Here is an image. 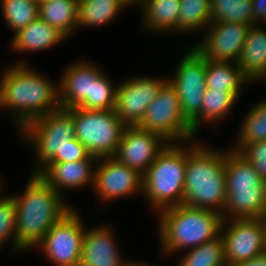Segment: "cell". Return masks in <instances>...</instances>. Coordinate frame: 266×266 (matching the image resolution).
Returning <instances> with one entry per match:
<instances>
[{
    "label": "cell",
    "mask_w": 266,
    "mask_h": 266,
    "mask_svg": "<svg viewBox=\"0 0 266 266\" xmlns=\"http://www.w3.org/2000/svg\"><path fill=\"white\" fill-rule=\"evenodd\" d=\"M238 153L245 158L266 181V141H258L244 145Z\"/></svg>",
    "instance_id": "836d02e7"
},
{
    "label": "cell",
    "mask_w": 266,
    "mask_h": 266,
    "mask_svg": "<svg viewBox=\"0 0 266 266\" xmlns=\"http://www.w3.org/2000/svg\"><path fill=\"white\" fill-rule=\"evenodd\" d=\"M126 5L121 0H88L79 3L78 25L108 24Z\"/></svg>",
    "instance_id": "484cf974"
},
{
    "label": "cell",
    "mask_w": 266,
    "mask_h": 266,
    "mask_svg": "<svg viewBox=\"0 0 266 266\" xmlns=\"http://www.w3.org/2000/svg\"><path fill=\"white\" fill-rule=\"evenodd\" d=\"M251 3L253 23L257 24L262 19L266 23V0H251Z\"/></svg>",
    "instance_id": "d590c367"
},
{
    "label": "cell",
    "mask_w": 266,
    "mask_h": 266,
    "mask_svg": "<svg viewBox=\"0 0 266 266\" xmlns=\"http://www.w3.org/2000/svg\"><path fill=\"white\" fill-rule=\"evenodd\" d=\"M3 16L16 33L39 17V3L26 0H1Z\"/></svg>",
    "instance_id": "4dcf8cb0"
},
{
    "label": "cell",
    "mask_w": 266,
    "mask_h": 266,
    "mask_svg": "<svg viewBox=\"0 0 266 266\" xmlns=\"http://www.w3.org/2000/svg\"><path fill=\"white\" fill-rule=\"evenodd\" d=\"M112 234L108 225L85 230L79 266H128V262H123Z\"/></svg>",
    "instance_id": "ac0fdd59"
},
{
    "label": "cell",
    "mask_w": 266,
    "mask_h": 266,
    "mask_svg": "<svg viewBox=\"0 0 266 266\" xmlns=\"http://www.w3.org/2000/svg\"><path fill=\"white\" fill-rule=\"evenodd\" d=\"M128 266H152V265H147V264H140V263H129Z\"/></svg>",
    "instance_id": "ab89813d"
},
{
    "label": "cell",
    "mask_w": 266,
    "mask_h": 266,
    "mask_svg": "<svg viewBox=\"0 0 266 266\" xmlns=\"http://www.w3.org/2000/svg\"><path fill=\"white\" fill-rule=\"evenodd\" d=\"M207 60L193 47L181 59L174 79H168L176 89L184 118L191 126L200 118L206 91Z\"/></svg>",
    "instance_id": "30bf717a"
},
{
    "label": "cell",
    "mask_w": 266,
    "mask_h": 266,
    "mask_svg": "<svg viewBox=\"0 0 266 266\" xmlns=\"http://www.w3.org/2000/svg\"><path fill=\"white\" fill-rule=\"evenodd\" d=\"M180 6L179 31H196L211 24L210 0H181Z\"/></svg>",
    "instance_id": "f1b7e54d"
},
{
    "label": "cell",
    "mask_w": 266,
    "mask_h": 266,
    "mask_svg": "<svg viewBox=\"0 0 266 266\" xmlns=\"http://www.w3.org/2000/svg\"><path fill=\"white\" fill-rule=\"evenodd\" d=\"M237 65L248 82L266 78V30L257 24L248 28Z\"/></svg>",
    "instance_id": "ffe728a7"
},
{
    "label": "cell",
    "mask_w": 266,
    "mask_h": 266,
    "mask_svg": "<svg viewBox=\"0 0 266 266\" xmlns=\"http://www.w3.org/2000/svg\"><path fill=\"white\" fill-rule=\"evenodd\" d=\"M166 78L137 77L117 87L115 111L125 126H138Z\"/></svg>",
    "instance_id": "4fadbf2b"
},
{
    "label": "cell",
    "mask_w": 266,
    "mask_h": 266,
    "mask_svg": "<svg viewBox=\"0 0 266 266\" xmlns=\"http://www.w3.org/2000/svg\"><path fill=\"white\" fill-rule=\"evenodd\" d=\"M23 135L35 145L39 167L38 174L48 163H62V151L69 141L76 138L74 108H59L27 123Z\"/></svg>",
    "instance_id": "52a82bcc"
},
{
    "label": "cell",
    "mask_w": 266,
    "mask_h": 266,
    "mask_svg": "<svg viewBox=\"0 0 266 266\" xmlns=\"http://www.w3.org/2000/svg\"><path fill=\"white\" fill-rule=\"evenodd\" d=\"M76 139L91 156L99 158L115 155L125 125L112 110H86L74 108Z\"/></svg>",
    "instance_id": "ba28073f"
},
{
    "label": "cell",
    "mask_w": 266,
    "mask_h": 266,
    "mask_svg": "<svg viewBox=\"0 0 266 266\" xmlns=\"http://www.w3.org/2000/svg\"><path fill=\"white\" fill-rule=\"evenodd\" d=\"M211 23L235 22L254 25L251 0H210Z\"/></svg>",
    "instance_id": "4316f807"
},
{
    "label": "cell",
    "mask_w": 266,
    "mask_h": 266,
    "mask_svg": "<svg viewBox=\"0 0 266 266\" xmlns=\"http://www.w3.org/2000/svg\"><path fill=\"white\" fill-rule=\"evenodd\" d=\"M181 0H143L145 27L154 31H179Z\"/></svg>",
    "instance_id": "603a6c76"
},
{
    "label": "cell",
    "mask_w": 266,
    "mask_h": 266,
    "mask_svg": "<svg viewBox=\"0 0 266 266\" xmlns=\"http://www.w3.org/2000/svg\"><path fill=\"white\" fill-rule=\"evenodd\" d=\"M98 158L89 156L85 160L75 162L48 163L38 174L60 194L67 188L75 189L92 183L94 185L95 170L91 164ZM62 189V191H61Z\"/></svg>",
    "instance_id": "d6986e66"
},
{
    "label": "cell",
    "mask_w": 266,
    "mask_h": 266,
    "mask_svg": "<svg viewBox=\"0 0 266 266\" xmlns=\"http://www.w3.org/2000/svg\"><path fill=\"white\" fill-rule=\"evenodd\" d=\"M85 230L79 214L71 208L44 235L37 247L57 266H79Z\"/></svg>",
    "instance_id": "8fae6325"
},
{
    "label": "cell",
    "mask_w": 266,
    "mask_h": 266,
    "mask_svg": "<svg viewBox=\"0 0 266 266\" xmlns=\"http://www.w3.org/2000/svg\"><path fill=\"white\" fill-rule=\"evenodd\" d=\"M66 37L39 17L14 34L12 50L39 51L59 44Z\"/></svg>",
    "instance_id": "44dd1931"
},
{
    "label": "cell",
    "mask_w": 266,
    "mask_h": 266,
    "mask_svg": "<svg viewBox=\"0 0 266 266\" xmlns=\"http://www.w3.org/2000/svg\"><path fill=\"white\" fill-rule=\"evenodd\" d=\"M90 156L87 149L76 138L69 141V144L62 151V162H75L85 160Z\"/></svg>",
    "instance_id": "e575fe53"
},
{
    "label": "cell",
    "mask_w": 266,
    "mask_h": 266,
    "mask_svg": "<svg viewBox=\"0 0 266 266\" xmlns=\"http://www.w3.org/2000/svg\"><path fill=\"white\" fill-rule=\"evenodd\" d=\"M26 1H32V2H37V3L40 2V0H26Z\"/></svg>",
    "instance_id": "b9f144b4"
},
{
    "label": "cell",
    "mask_w": 266,
    "mask_h": 266,
    "mask_svg": "<svg viewBox=\"0 0 266 266\" xmlns=\"http://www.w3.org/2000/svg\"><path fill=\"white\" fill-rule=\"evenodd\" d=\"M138 127L161 136L167 143L191 142L196 134L184 118L179 96L169 81L150 103Z\"/></svg>",
    "instance_id": "9c48e42d"
},
{
    "label": "cell",
    "mask_w": 266,
    "mask_h": 266,
    "mask_svg": "<svg viewBox=\"0 0 266 266\" xmlns=\"http://www.w3.org/2000/svg\"><path fill=\"white\" fill-rule=\"evenodd\" d=\"M125 5H130V4H136V2H137V4L139 3V4H142L143 3V0H121Z\"/></svg>",
    "instance_id": "74e56055"
},
{
    "label": "cell",
    "mask_w": 266,
    "mask_h": 266,
    "mask_svg": "<svg viewBox=\"0 0 266 266\" xmlns=\"http://www.w3.org/2000/svg\"><path fill=\"white\" fill-rule=\"evenodd\" d=\"M79 2L77 0H41L39 18L57 29L65 37L78 27Z\"/></svg>",
    "instance_id": "7402d4cb"
},
{
    "label": "cell",
    "mask_w": 266,
    "mask_h": 266,
    "mask_svg": "<svg viewBox=\"0 0 266 266\" xmlns=\"http://www.w3.org/2000/svg\"><path fill=\"white\" fill-rule=\"evenodd\" d=\"M246 81L237 63L207 61L206 89L237 92L241 95V86Z\"/></svg>",
    "instance_id": "cb8c5ba5"
},
{
    "label": "cell",
    "mask_w": 266,
    "mask_h": 266,
    "mask_svg": "<svg viewBox=\"0 0 266 266\" xmlns=\"http://www.w3.org/2000/svg\"><path fill=\"white\" fill-rule=\"evenodd\" d=\"M103 72L93 82L92 110H112L116 107L117 88Z\"/></svg>",
    "instance_id": "1f68e13d"
},
{
    "label": "cell",
    "mask_w": 266,
    "mask_h": 266,
    "mask_svg": "<svg viewBox=\"0 0 266 266\" xmlns=\"http://www.w3.org/2000/svg\"><path fill=\"white\" fill-rule=\"evenodd\" d=\"M227 152L224 210L231 214V219L261 218L266 213V181L238 152Z\"/></svg>",
    "instance_id": "8992f818"
},
{
    "label": "cell",
    "mask_w": 266,
    "mask_h": 266,
    "mask_svg": "<svg viewBox=\"0 0 266 266\" xmlns=\"http://www.w3.org/2000/svg\"><path fill=\"white\" fill-rule=\"evenodd\" d=\"M166 142L161 136L148 130L138 126H126L113 157L144 175L158 154L166 147L165 144H168Z\"/></svg>",
    "instance_id": "5bb4252c"
},
{
    "label": "cell",
    "mask_w": 266,
    "mask_h": 266,
    "mask_svg": "<svg viewBox=\"0 0 266 266\" xmlns=\"http://www.w3.org/2000/svg\"><path fill=\"white\" fill-rule=\"evenodd\" d=\"M263 228H264V238H265V247H266V213L261 217Z\"/></svg>",
    "instance_id": "f35d334b"
},
{
    "label": "cell",
    "mask_w": 266,
    "mask_h": 266,
    "mask_svg": "<svg viewBox=\"0 0 266 266\" xmlns=\"http://www.w3.org/2000/svg\"><path fill=\"white\" fill-rule=\"evenodd\" d=\"M77 1L80 3V2H83V1H88V0H77Z\"/></svg>",
    "instance_id": "7bdbcfd3"
},
{
    "label": "cell",
    "mask_w": 266,
    "mask_h": 266,
    "mask_svg": "<svg viewBox=\"0 0 266 266\" xmlns=\"http://www.w3.org/2000/svg\"><path fill=\"white\" fill-rule=\"evenodd\" d=\"M194 145L187 150L184 205L217 212L225 219L227 153Z\"/></svg>",
    "instance_id": "3957f363"
},
{
    "label": "cell",
    "mask_w": 266,
    "mask_h": 266,
    "mask_svg": "<svg viewBox=\"0 0 266 266\" xmlns=\"http://www.w3.org/2000/svg\"><path fill=\"white\" fill-rule=\"evenodd\" d=\"M16 205V241L21 249L37 246L44 235L71 207L65 205L39 174H32L22 196H12Z\"/></svg>",
    "instance_id": "7a4b0ae2"
},
{
    "label": "cell",
    "mask_w": 266,
    "mask_h": 266,
    "mask_svg": "<svg viewBox=\"0 0 266 266\" xmlns=\"http://www.w3.org/2000/svg\"><path fill=\"white\" fill-rule=\"evenodd\" d=\"M16 218V205L12 195L0 196V244L2 245L12 236L14 248L21 251L16 241Z\"/></svg>",
    "instance_id": "d6a6232c"
},
{
    "label": "cell",
    "mask_w": 266,
    "mask_h": 266,
    "mask_svg": "<svg viewBox=\"0 0 266 266\" xmlns=\"http://www.w3.org/2000/svg\"><path fill=\"white\" fill-rule=\"evenodd\" d=\"M0 109H2V105H1V86H0Z\"/></svg>",
    "instance_id": "60d3db41"
},
{
    "label": "cell",
    "mask_w": 266,
    "mask_h": 266,
    "mask_svg": "<svg viewBox=\"0 0 266 266\" xmlns=\"http://www.w3.org/2000/svg\"><path fill=\"white\" fill-rule=\"evenodd\" d=\"M232 266H266V251L248 261L239 262Z\"/></svg>",
    "instance_id": "8d00e7d4"
},
{
    "label": "cell",
    "mask_w": 266,
    "mask_h": 266,
    "mask_svg": "<svg viewBox=\"0 0 266 266\" xmlns=\"http://www.w3.org/2000/svg\"><path fill=\"white\" fill-rule=\"evenodd\" d=\"M224 241L222 236L205 242L184 255L179 266H225Z\"/></svg>",
    "instance_id": "83f0119b"
},
{
    "label": "cell",
    "mask_w": 266,
    "mask_h": 266,
    "mask_svg": "<svg viewBox=\"0 0 266 266\" xmlns=\"http://www.w3.org/2000/svg\"><path fill=\"white\" fill-rule=\"evenodd\" d=\"M94 176V189L102 201H110L143 192V175L119 162L116 158H99Z\"/></svg>",
    "instance_id": "9a60e30c"
},
{
    "label": "cell",
    "mask_w": 266,
    "mask_h": 266,
    "mask_svg": "<svg viewBox=\"0 0 266 266\" xmlns=\"http://www.w3.org/2000/svg\"><path fill=\"white\" fill-rule=\"evenodd\" d=\"M222 214L178 205L160 211L159 233L162 249L173 253L191 249L221 235Z\"/></svg>",
    "instance_id": "277c9868"
},
{
    "label": "cell",
    "mask_w": 266,
    "mask_h": 266,
    "mask_svg": "<svg viewBox=\"0 0 266 266\" xmlns=\"http://www.w3.org/2000/svg\"><path fill=\"white\" fill-rule=\"evenodd\" d=\"M26 65L18 62L8 67L0 81L2 108L16 111L13 114L21 129L36 118L61 108L59 87Z\"/></svg>",
    "instance_id": "6da1fadb"
},
{
    "label": "cell",
    "mask_w": 266,
    "mask_h": 266,
    "mask_svg": "<svg viewBox=\"0 0 266 266\" xmlns=\"http://www.w3.org/2000/svg\"><path fill=\"white\" fill-rule=\"evenodd\" d=\"M166 144L143 175V192L153 209L160 211L184 204L187 149Z\"/></svg>",
    "instance_id": "5b68a950"
},
{
    "label": "cell",
    "mask_w": 266,
    "mask_h": 266,
    "mask_svg": "<svg viewBox=\"0 0 266 266\" xmlns=\"http://www.w3.org/2000/svg\"><path fill=\"white\" fill-rule=\"evenodd\" d=\"M226 219L228 218L222 222L221 236L228 266L248 261L266 251L261 218H235L232 222H227ZM225 224L230 225L225 226Z\"/></svg>",
    "instance_id": "7c38bea8"
},
{
    "label": "cell",
    "mask_w": 266,
    "mask_h": 266,
    "mask_svg": "<svg viewBox=\"0 0 266 266\" xmlns=\"http://www.w3.org/2000/svg\"><path fill=\"white\" fill-rule=\"evenodd\" d=\"M102 73L95 65L84 61L70 65L59 81L60 106L92 110L93 82Z\"/></svg>",
    "instance_id": "e0dca14e"
},
{
    "label": "cell",
    "mask_w": 266,
    "mask_h": 266,
    "mask_svg": "<svg viewBox=\"0 0 266 266\" xmlns=\"http://www.w3.org/2000/svg\"><path fill=\"white\" fill-rule=\"evenodd\" d=\"M206 38L194 48L207 61L237 63L249 28L235 22L211 23Z\"/></svg>",
    "instance_id": "2e32d148"
},
{
    "label": "cell",
    "mask_w": 266,
    "mask_h": 266,
    "mask_svg": "<svg viewBox=\"0 0 266 266\" xmlns=\"http://www.w3.org/2000/svg\"><path fill=\"white\" fill-rule=\"evenodd\" d=\"M240 129L238 148L233 149L236 152L248 143L266 141V100L251 108Z\"/></svg>",
    "instance_id": "f546056e"
},
{
    "label": "cell",
    "mask_w": 266,
    "mask_h": 266,
    "mask_svg": "<svg viewBox=\"0 0 266 266\" xmlns=\"http://www.w3.org/2000/svg\"><path fill=\"white\" fill-rule=\"evenodd\" d=\"M239 96L237 92L206 89L200 118L192 125V130L197 133L201 122L210 123L226 117Z\"/></svg>",
    "instance_id": "d4e9b609"
}]
</instances>
